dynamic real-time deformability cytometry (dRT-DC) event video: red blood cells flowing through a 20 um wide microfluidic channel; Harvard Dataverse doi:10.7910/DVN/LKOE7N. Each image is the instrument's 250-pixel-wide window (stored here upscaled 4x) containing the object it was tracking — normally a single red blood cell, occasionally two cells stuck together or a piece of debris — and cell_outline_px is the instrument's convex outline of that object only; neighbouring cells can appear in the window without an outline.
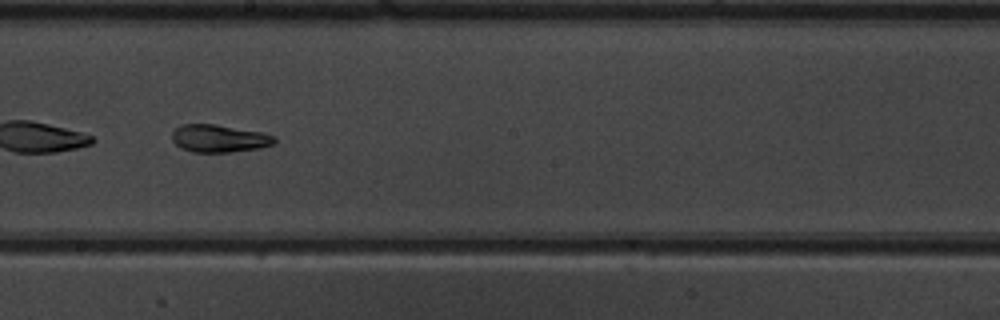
{"species": "common noctule bat (a hibernating species)", "species_latin": "Nyctalus noctula", "temperature_condition": "warm", "stored_images_in_passage": 40, "camera_frame_rate_fps": 3000, "um_per_image_px": 0.085, "animal": {"sex": "male", "body_mass_g": 19.5, "forearm_length_mm": 54.6}, "frame": {"image": 1, "passage_image": 23, "time_ms": 7.333, "image_size_px": [1000, 320], "cell_outline_px": [[276, 140], [272, 144], [260, 148], [232, 152], [192, 152], [180, 148], [172, 140], [172, 132], [180, 124], [216, 124], [264, 132], [276, 136]], "centroid_in_image_um": [18.63, 11.76], "position_along_channel_um": 229.6, "area_um2": 16.7}}
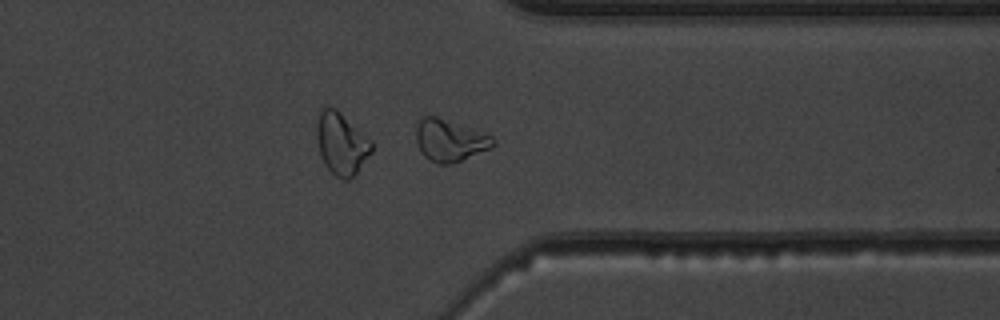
{"frame": {"image": 2, "passage_image": 34, "time_ms": 11.0, "image_size_px": [1000, 320], "cell_outline_px": [[496, 144], [492, 148], [452, 164], [436, 164], [424, 156], [416, 140], [416, 124], [424, 116], [436, 116], [492, 136], [496, 140]], "centroid_in_image_um": [38.24, 11.95], "position_along_channel_um": 373.2, "area_um2": 18.73}, "authors_computed_cell_mechanics": {"area_um2": 17.3111, "velocity_mm_per_s": 3.9483, "shape_relaxation_time_tau1_ms": 10.3099, "shape_relaxation_time_tau2_ms": 2.2018, "deformation_change_tau1": 0.2506, "deformation_change_tau2": 0.0684}}